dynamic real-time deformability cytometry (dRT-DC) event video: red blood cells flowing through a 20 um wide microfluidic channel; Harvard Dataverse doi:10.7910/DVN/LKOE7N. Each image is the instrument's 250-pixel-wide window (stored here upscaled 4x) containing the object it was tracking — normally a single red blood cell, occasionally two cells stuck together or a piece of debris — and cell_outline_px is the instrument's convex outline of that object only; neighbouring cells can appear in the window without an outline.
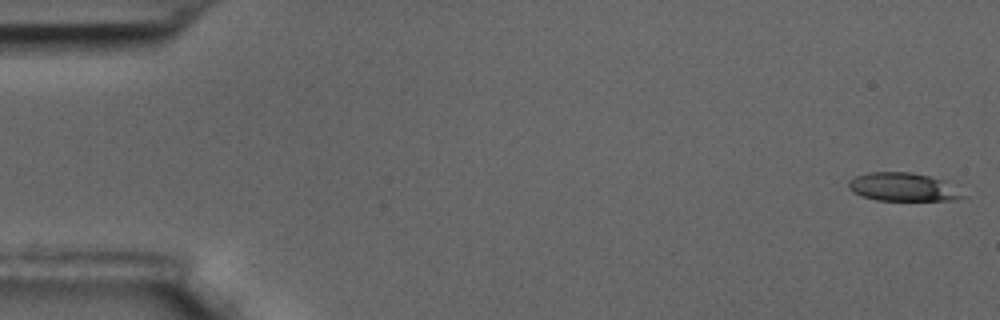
{"species": "common noctule bat (a hibernating species)", "species_latin": "Nyctalus noctula", "temperature_condition": "room temperature", "stored_images_in_passage": 58, "camera_frame_rate_fps": 3000, "um_per_image_px": 0.085, "animal": {"sex": "male", "body_mass_g": 17.5, "forearm_length_mm": 52.3}, "frame": {"image": 1, "passage_image": 1, "time_ms": 0.0, "image_size_px": [1000, 320], "cell_outline_px": [[968, 196], [952, 200], [876, 200], [852, 192], [848, 188], [848, 180], [856, 176], [868, 172], [912, 172], [944, 180]], "centroid_in_image_um": [76.74, 15.89], "position_along_channel_um": 8.3, "area_um2": 18.84}}
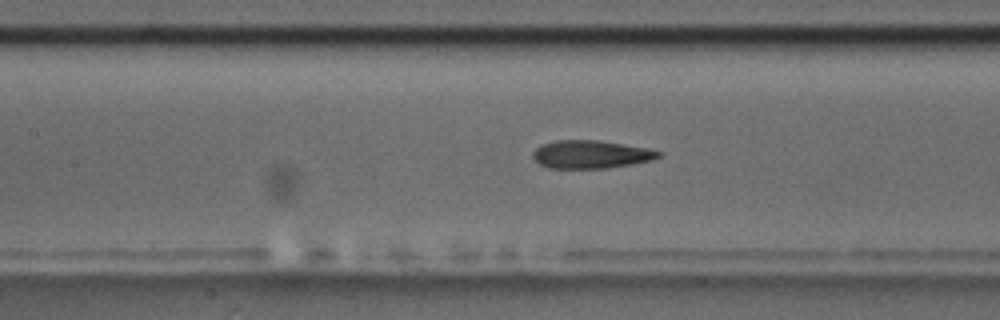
{"frame": {"image": 2, "passage_image": 26, "time_ms": 8.333, "image_size_px": [1000, 320], "cell_outline_px": [[664, 152], [660, 156], [652, 160], [632, 164], [608, 168], [548, 168], [540, 164], [532, 156], [532, 152], [540, 144], [556, 140], [600, 140], [648, 148]], "centroid_in_image_um": [50.23, 13.11], "position_along_channel_um": 157.2, "area_um2": 20.69}}
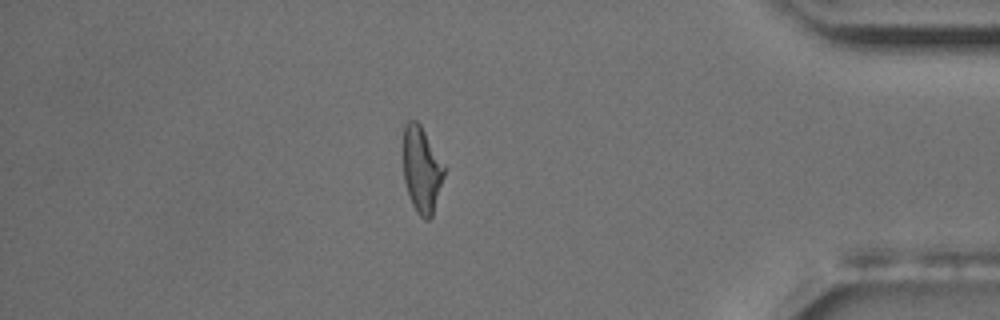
{"frame": {"image": 3, "passage_image": 50, "time_ms": 16.333, "image_size_px": [1000, 320], "cell_outline_px": [[448, 168], [432, 216], [428, 220], [424, 220], [416, 212], [412, 204], [404, 180], [404, 124], [408, 120], [416, 120], [420, 124]], "centroid_in_image_um": [35.89, 14.42], "position_along_channel_um": 399.3, "area_um2": 20.92}, "authors_computed_cell_mechanics": {"area_um2": 20.8369, "velocity_mm_per_s": 3.4839, "shape_relaxation_time_tau1_ms": 6.9626, "shape_relaxation_time_tau2_ms": 2.4946, "deformation_change_tau1": 0.1568, "deformation_change_tau2": 0.1099}}